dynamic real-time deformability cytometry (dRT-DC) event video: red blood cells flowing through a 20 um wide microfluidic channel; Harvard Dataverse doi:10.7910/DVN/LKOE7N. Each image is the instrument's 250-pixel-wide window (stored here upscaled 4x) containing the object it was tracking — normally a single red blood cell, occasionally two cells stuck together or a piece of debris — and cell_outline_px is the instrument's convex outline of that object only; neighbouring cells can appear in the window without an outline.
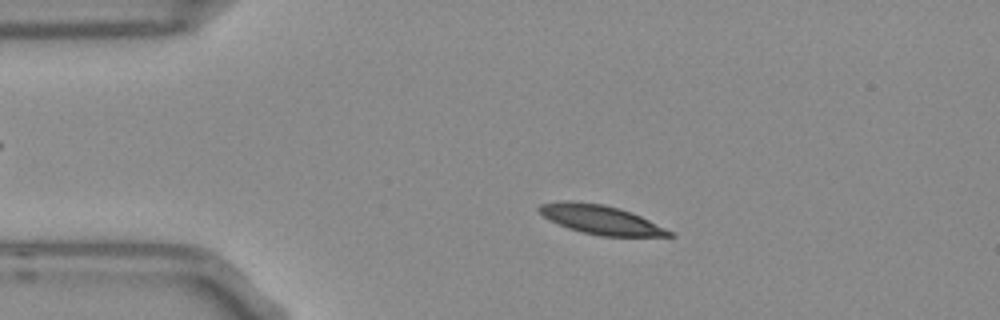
{"species": "Egyptian fruit bat (a non-hibernating species)", "species_latin": "Rousettus aegyptiacus", "temperature_condition": "room temperature", "stored_images_in_passage": 46, "camera_frame_rate_fps": 3000, "um_per_image_px": 0.085, "frame": {"image": 1, "passage_image": 3, "time_ms": 0.667, "image_size_px": [1000, 320], "cell_outline_px": [[676, 236], [600, 236], [580, 232], [568, 228], [544, 216], [536, 208], [540, 204], [564, 200], [568, 200], [604, 204], [640, 216], [672, 232]], "centroid_in_image_um": [51.01, 18.67], "position_along_channel_um": 34.0, "area_um2": 21.62}}
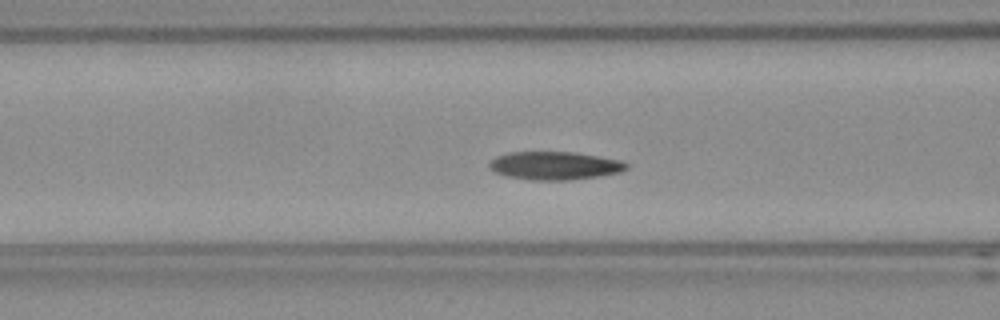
{"frame": {"image": 2, "passage_image": 13, "time_ms": 4.0, "image_size_px": [1000, 320], "cell_outline_px": [[628, 168], [620, 172], [600, 176], [568, 180], [532, 180], [508, 176], [496, 172], [488, 164], [496, 156], [508, 152], [572, 152], [620, 160], [628, 164]], "centroid_in_image_um": [47.16, 14.08], "position_along_channel_um": 119.4, "area_um2": 22.25}}
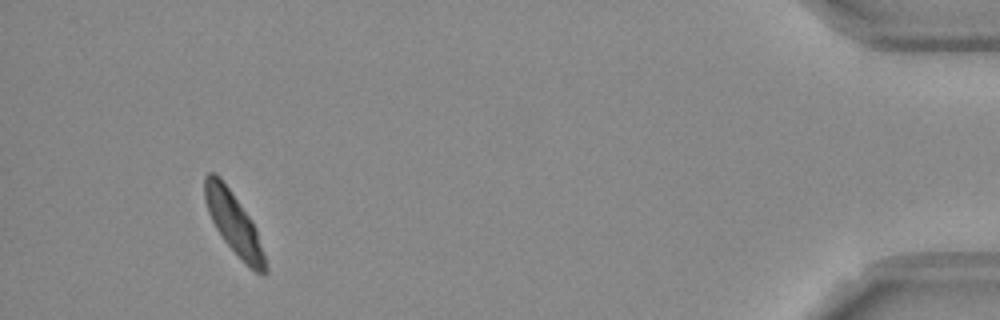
{"frame": {"image": 3, "passage_image": 43, "time_ms": 14.0, "image_size_px": [1000, 320], "cell_outline_px": [[268, 272], [264, 276], [248, 268], [244, 264], [224, 240], [216, 228], [208, 212], [204, 200], [204, 176], [208, 172], [216, 172], [220, 176], [248, 216], [256, 228], [268, 268]], "centroid_in_image_um": [19.87, 19.0], "position_along_channel_um": 415.3, "area_um2": 21.68}, "authors_computed_cell_mechanics": {"area_um2": 21.8773, "velocity_mm_per_s": 3.6931, "shape_relaxation_time_tau1_ms": 2.6173, "shape_relaxation_time_tau2_ms": 2.7245, "deformation_change_tau1": 0.1279, "deformation_change_tau2": 0.0801}}